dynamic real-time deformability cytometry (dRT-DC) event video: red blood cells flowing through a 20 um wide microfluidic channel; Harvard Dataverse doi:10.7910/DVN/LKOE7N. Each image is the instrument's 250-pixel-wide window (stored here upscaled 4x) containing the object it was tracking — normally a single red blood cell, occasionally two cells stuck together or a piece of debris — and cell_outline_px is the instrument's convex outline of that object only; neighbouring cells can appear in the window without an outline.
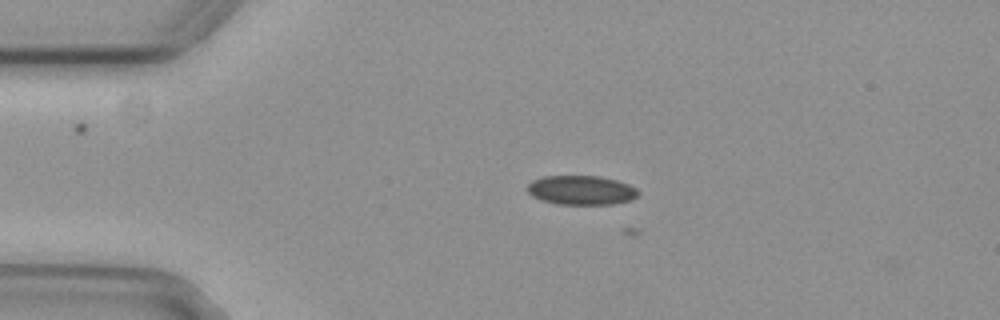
{"species": "common noctule bat (a hibernating species)", "species_latin": "Nyctalus noctula", "temperature_condition": "cold", "stored_images_in_passage": 3, "camera_frame_rate_fps": 3000, "um_per_image_px": 0.085, "animal": {"sex": "female", "body_mass_g": 29.2, "forearm_length_mm": 56.3}, "frame": {"image": 1, "passage_image": 2, "time_ms": 0.333, "image_size_px": [1000, 320], "cell_outline_px": [[640, 192], [632, 200], [612, 204], [556, 204], [540, 200], [532, 196], [528, 192], [528, 184], [532, 180], [544, 176], [600, 176], [616, 180], [628, 184], [636, 188]], "centroid_in_image_um": [49.4, 16.16], "position_along_channel_um": 35.6, "area_um2": 18.96}}